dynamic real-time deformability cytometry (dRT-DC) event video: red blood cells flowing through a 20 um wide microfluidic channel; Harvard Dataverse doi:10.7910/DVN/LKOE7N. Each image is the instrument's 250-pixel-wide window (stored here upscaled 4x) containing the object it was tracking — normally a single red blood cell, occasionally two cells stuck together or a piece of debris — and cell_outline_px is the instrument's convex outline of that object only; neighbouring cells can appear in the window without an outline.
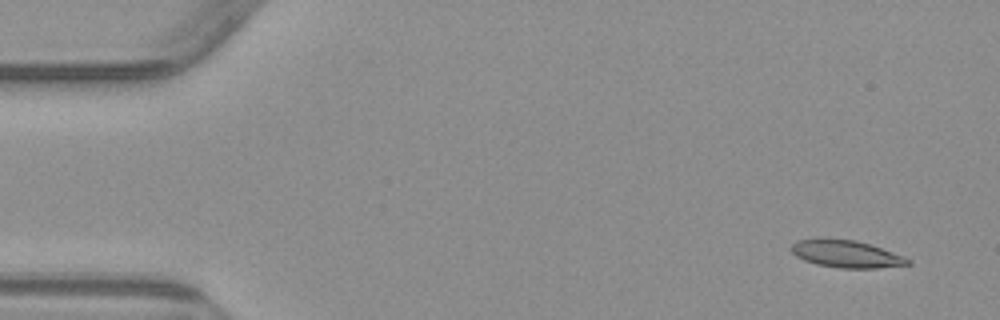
{"species": "common noctule bat (a hibernating species)", "species_latin": "Nyctalus noctula", "temperature_condition": "warm", "stored_images_in_passage": 5, "camera_frame_rate_fps": 3000, "um_per_image_px": 0.085, "animal": {"sex": "male", "body_mass_g": 23.1, "forearm_length_mm": 52.7}, "frame": {"image": 1, "passage_image": 1, "time_ms": 0.0, "image_size_px": [1000, 320], "cell_outline_px": [[912, 264], [876, 268], [840, 268], [816, 264], [804, 260], [796, 256], [792, 252], [792, 244], [796, 240], [816, 236], [824, 236], [856, 240], [904, 256], [912, 260]], "centroid_in_image_um": [71.87, 21.55], "position_along_channel_um": 13.1, "area_um2": 19.02}}
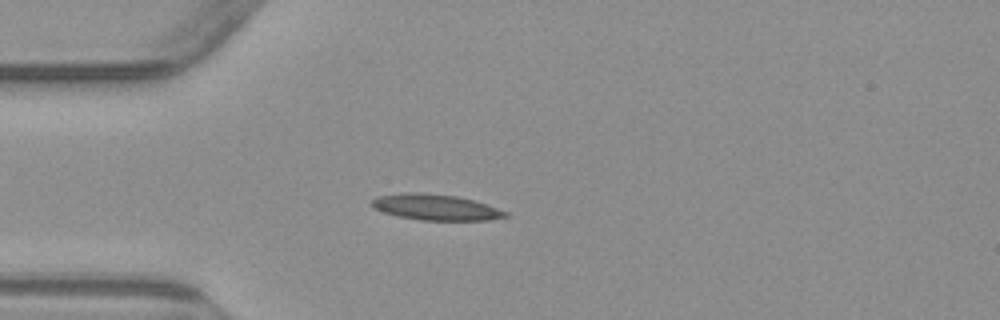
{"frame": {"image": 2, "passage_image": 4, "time_ms": 3.667, "image_size_px": [1000, 320], "cell_outline_px": [[508, 216], [488, 220], [420, 220], [400, 216], [384, 212], [376, 208], [372, 204], [372, 200], [376, 196], [408, 192], [420, 192], [456, 196], [488, 204], [508, 212]], "centroid_in_image_um": [37.06, 17.61], "position_along_channel_um": 47.9, "area_um2": 19.94}}